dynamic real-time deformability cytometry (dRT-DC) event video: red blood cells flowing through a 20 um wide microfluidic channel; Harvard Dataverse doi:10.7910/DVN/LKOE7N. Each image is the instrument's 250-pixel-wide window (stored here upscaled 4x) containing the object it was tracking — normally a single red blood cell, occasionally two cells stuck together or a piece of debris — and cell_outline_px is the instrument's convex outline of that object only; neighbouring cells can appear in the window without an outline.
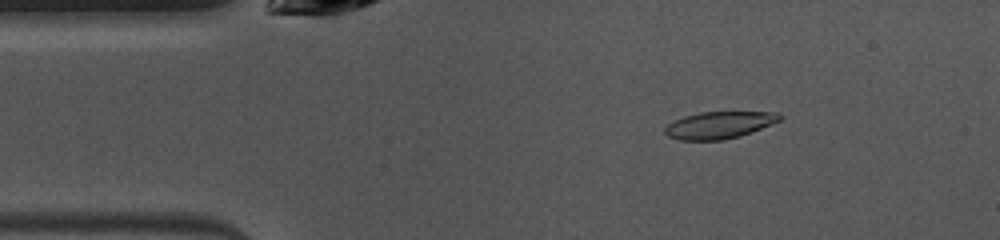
{"species": "common noctule bat (a hibernating species)", "species_latin": "Nyctalus noctula", "temperature_condition": "warm", "stored_images_in_passage": 49, "camera_frame_rate_fps": 3000, "um_per_image_px": 0.085, "animal": {"sex": "female", "body_mass_g": 10.0, "forearm_length_mm": 53.1}, "frame": {"image": 1, "passage_image": 7, "time_ms": 2.0, "image_size_px": [1000, 240], "cell_outline_px": [[784, 116], [780, 120], [740, 136], [724, 140], [680, 140], [668, 136], [664, 132], [664, 128], [668, 124], [684, 116], [700, 112], [776, 112]], "centroid_in_image_um": [61.11, 10.63], "position_along_channel_um": 23.9, "area_um2": 17.92}}
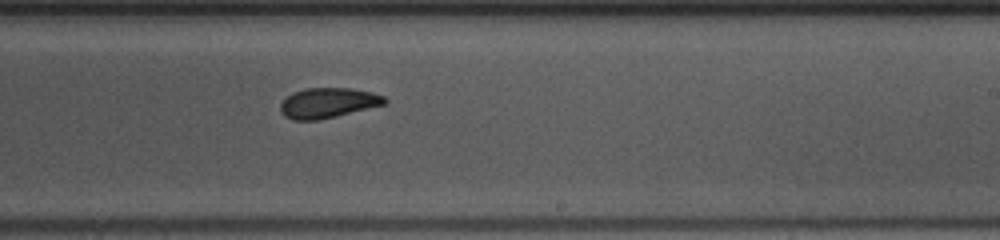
{"frame": {"image": 2, "passage_image": 28, "time_ms": 9.0, "image_size_px": [1000, 240], "cell_outline_px": [[388, 100], [384, 104], [336, 116], [316, 120], [292, 120], [284, 116], [280, 112], [280, 104], [292, 92], [304, 88], [352, 88], [372, 92], [384, 96]], "centroid_in_image_um": [27.85, 8.74], "position_along_channel_um": 261.2, "area_um2": 18.26}}
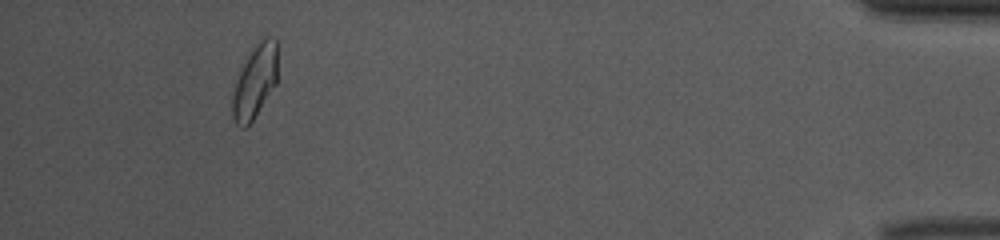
{"frame": {"image": 3, "passage_image": 45, "time_ms": 14.667, "image_size_px": [1000, 240], "cell_outline_px": [[276, 84], [252, 120], [244, 128], [240, 128], [236, 124], [232, 116], [232, 96], [236, 80], [244, 56], [252, 44], [264, 36], [268, 36], [276, 40]], "centroid_in_image_um": [21.63, 6.86], "position_along_channel_um": 413.6, "area_um2": 19.59}, "authors_computed_cell_mechanics": {"area_um2": 18.7272, "velocity_mm_per_s": 3.9752, "shape_relaxation_time_tau1_ms": 4.908, "shape_relaxation_time_tau2_ms": 1.6233, "deformation_change_tau1": 0.1478, "deformation_change_tau2": 0.0629}}